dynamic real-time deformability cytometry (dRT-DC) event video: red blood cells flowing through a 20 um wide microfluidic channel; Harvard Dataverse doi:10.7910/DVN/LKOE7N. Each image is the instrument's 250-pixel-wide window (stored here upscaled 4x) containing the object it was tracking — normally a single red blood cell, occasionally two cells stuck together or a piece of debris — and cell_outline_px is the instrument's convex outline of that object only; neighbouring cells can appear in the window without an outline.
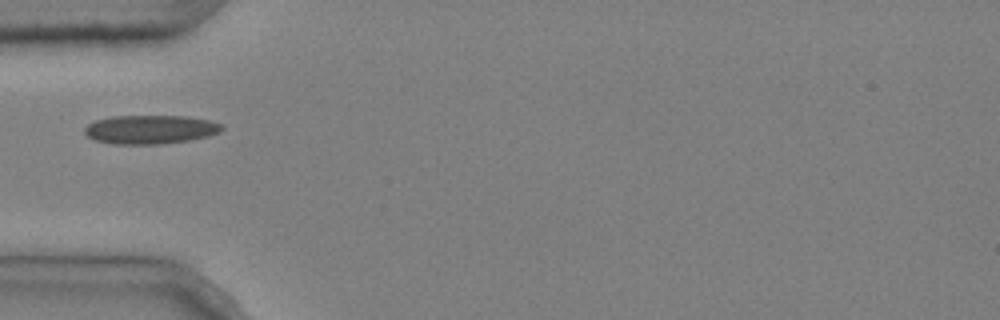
{"species": "common noctule bat (a hibernating species)", "species_latin": "Nyctalus noctula", "temperature_condition": "cold", "stored_images_in_passage": 4, "camera_frame_rate_fps": 3000, "um_per_image_px": 0.085, "animal": {"sex": "male", "body_mass_g": 20.4}, "frame": {"image": 1, "passage_image": 4, "time_ms": 1.0, "image_size_px": [1000, 320], "cell_outline_px": [[224, 128], [220, 132], [208, 136], [188, 140], [160, 144], [112, 144], [96, 140], [88, 136], [84, 132], [84, 128], [88, 124], [96, 120], [112, 116], [188, 116], [208, 120], [224, 124]], "centroid_in_image_um": [12.8, 11.0], "position_along_channel_um": 72.2, "area_um2": 23.06}}